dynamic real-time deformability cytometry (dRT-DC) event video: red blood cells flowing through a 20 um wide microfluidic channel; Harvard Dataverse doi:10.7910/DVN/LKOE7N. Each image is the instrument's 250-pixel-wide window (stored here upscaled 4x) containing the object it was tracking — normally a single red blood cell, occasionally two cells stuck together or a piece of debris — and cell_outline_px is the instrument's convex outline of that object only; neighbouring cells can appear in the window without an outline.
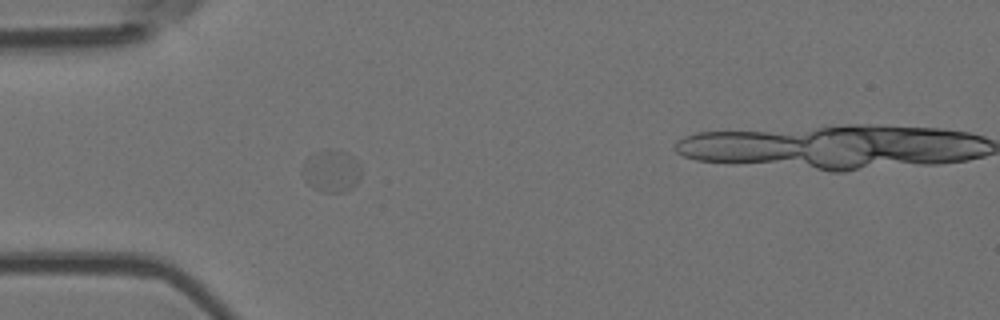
{"species": "Egyptian fruit bat (a non-hibernating species)", "species_latin": "Rousettus aegyptiacus", "temperature_condition": "room temperature", "stored_images_in_passage": 3, "camera_frame_rate_fps": 3000, "um_per_image_px": 0.085, "animal": {"sex": "female"}, "frame": {"image": 1, "passage_image": 2, "time_ms": 0.333, "image_size_px": [1000, 320], "cell_outline_px": [[360, 180], [352, 188], [344, 192], [320, 192], [312, 188], [304, 180], [300, 172], [304, 160], [312, 152], [328, 148], [332, 148], [348, 152], [360, 164]], "centroid_in_image_um": [28.13, 14.51], "position_along_channel_um": 56.9, "area_um2": 15.14}}